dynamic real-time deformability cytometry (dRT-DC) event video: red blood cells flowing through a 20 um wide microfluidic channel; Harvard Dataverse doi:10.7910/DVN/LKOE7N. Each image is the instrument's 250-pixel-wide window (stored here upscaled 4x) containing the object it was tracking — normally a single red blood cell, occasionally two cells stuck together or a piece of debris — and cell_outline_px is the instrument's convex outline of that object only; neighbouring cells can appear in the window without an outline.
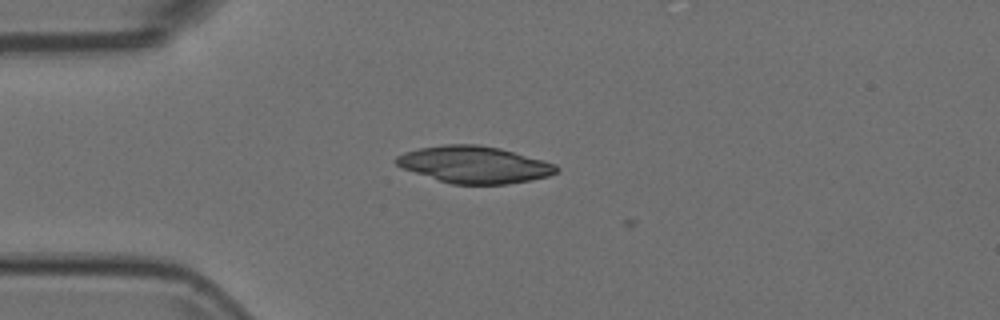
{"species": "Egyptian fruit bat (a non-hibernating species)", "species_latin": "Rousettus aegyptiacus", "temperature_condition": "room temperature", "stored_images_in_passage": 2, "camera_frame_rate_fps": 3000, "um_per_image_px": 0.085, "animal": {"sex": "female"}, "frame": {"image": 1, "passage_image": 1, "time_ms": 0.0, "image_size_px": [1000, 320], "cell_outline_px": [[560, 168], [556, 172], [548, 176], [532, 180], [508, 184], [452, 184], [404, 168], [396, 164], [392, 160], [396, 156], [404, 152], [420, 148], [444, 144], [476, 144], [500, 148], [544, 160], [556, 164]], "centroid_in_image_um": [40.34, 13.98], "position_along_channel_um": 44.7, "area_um2": 34.33}}